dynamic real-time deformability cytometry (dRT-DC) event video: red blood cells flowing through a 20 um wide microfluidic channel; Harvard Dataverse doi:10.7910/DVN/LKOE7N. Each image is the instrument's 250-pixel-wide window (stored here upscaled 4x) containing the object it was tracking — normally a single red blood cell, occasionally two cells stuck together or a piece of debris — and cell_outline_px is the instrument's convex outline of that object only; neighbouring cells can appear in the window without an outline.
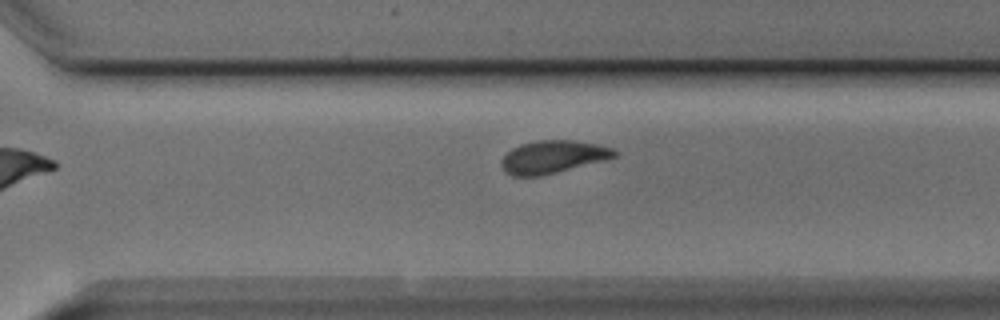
{"species": "Egyptian fruit bat (a non-hibernating species)", "species_latin": "Rousettus aegyptiacus", "temperature_condition": "cold", "stored_images_in_passage": 8, "camera_frame_rate_fps": 3000, "um_per_image_px": 0.085, "animal": {"sex": "male"}, "frame": {"image": 1, "passage_image": 8, "time_ms": 8.333, "image_size_px": [1000, 320], "cell_outline_px": [[616, 156], [604, 160], [540, 176], [512, 176], [504, 172], [500, 164], [500, 160], [512, 148], [520, 144], [536, 140], [572, 140], [596, 144], [616, 148]], "centroid_in_image_um": [46.96, 13.33], "position_along_channel_um": 323.6, "area_um2": 21.56}}